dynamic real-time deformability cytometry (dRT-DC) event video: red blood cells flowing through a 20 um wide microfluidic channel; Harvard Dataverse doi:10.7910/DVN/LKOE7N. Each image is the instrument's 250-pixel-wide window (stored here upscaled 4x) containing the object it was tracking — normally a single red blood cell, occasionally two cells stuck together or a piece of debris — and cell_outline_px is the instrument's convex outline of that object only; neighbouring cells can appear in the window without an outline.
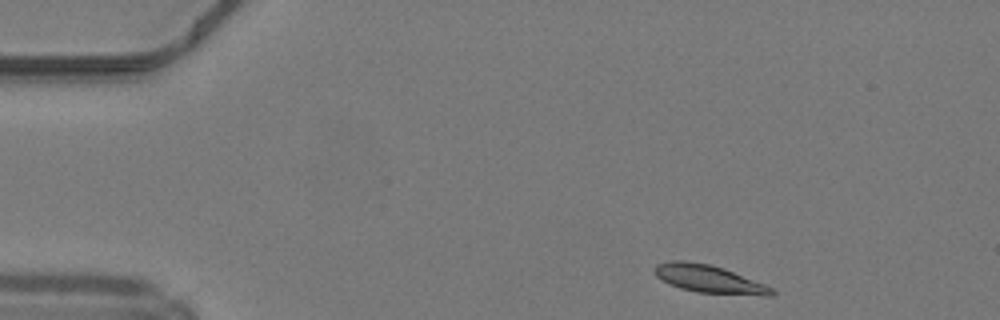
{"species": "common noctule bat (a hibernating species)", "species_latin": "Nyctalus noctula", "temperature_condition": "warm", "stored_images_in_passage": 43, "camera_frame_rate_fps": 3000, "um_per_image_px": 0.085, "animal": {"sex": "male", "body_mass_g": 19.2, "forearm_length_mm": 51.8}, "frame": {"image": 1, "passage_image": 1, "time_ms": 0.0, "image_size_px": [1000, 320], "cell_outline_px": [[776, 292], [772, 296], [764, 296], [696, 292], [680, 288], [656, 276], [656, 264], [672, 260], [684, 260], [708, 264], [724, 268], [764, 284], [772, 288]], "centroid_in_image_um": [60.31, 23.72], "position_along_channel_um": 24.7, "area_um2": 18.79}}
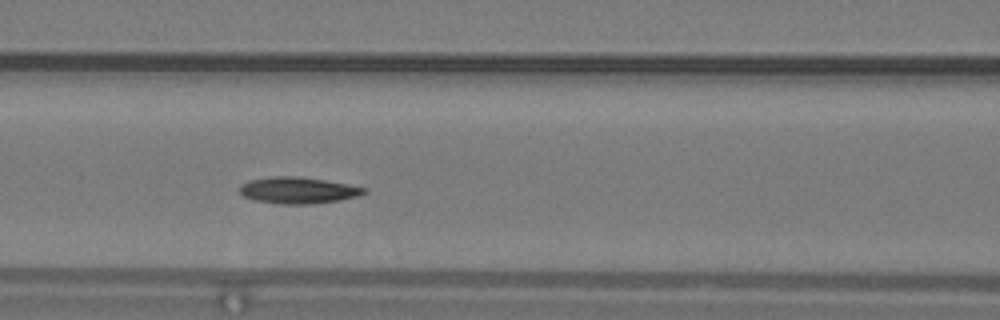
{"frame": {"image": 2, "passage_image": 15, "time_ms": 4.667, "image_size_px": [1000, 320], "cell_outline_px": [[368, 192], [356, 196], [340, 200], [312, 204], [280, 204], [256, 200], [244, 196], [240, 192], [240, 184], [248, 180], [272, 176], [300, 176], [324, 180], [368, 188]], "centroid_in_image_um": [25.33, 16.17], "position_along_channel_um": 141.3, "area_um2": 19.19}}
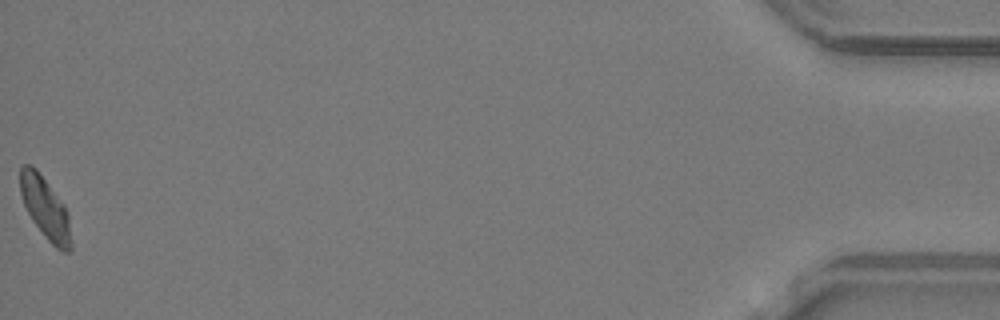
{"frame": {"image": 3, "passage_image": 43, "time_ms": 14.0, "image_size_px": [1000, 320], "cell_outline_px": [[72, 248], [68, 252], [64, 252], [56, 248], [48, 240], [32, 220], [24, 204], [20, 192], [20, 168], [24, 164], [32, 164], [36, 168], [64, 204], [68, 212], [72, 240]], "centroid_in_image_um": [3.87, 17.69], "position_along_channel_um": 431.3, "area_um2": 18.38}, "authors_computed_cell_mechanics": {"area_um2": 18.6116, "velocity_mm_per_s": 4.1827, "shape_relaxation_time_tau1_ms": 8.7257, "shape_relaxation_time_tau2_ms": 5.1629, "deformation_change_tau1": 0.211, "deformation_change_tau2": 0.0975}}